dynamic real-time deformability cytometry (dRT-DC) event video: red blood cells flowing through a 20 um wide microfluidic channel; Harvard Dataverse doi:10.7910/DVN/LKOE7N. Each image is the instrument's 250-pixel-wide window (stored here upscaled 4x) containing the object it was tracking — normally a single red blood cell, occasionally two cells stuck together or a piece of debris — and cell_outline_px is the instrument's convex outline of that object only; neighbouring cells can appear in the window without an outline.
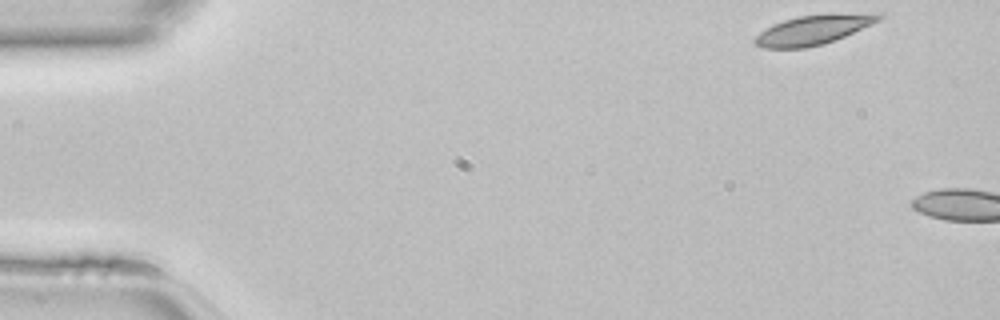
{"species": "common noctule bat (a hibernating species)", "species_latin": "Nyctalus noctula", "temperature_condition": "room temperature", "stored_images_in_passage": 4, "camera_frame_rate_fps": 3000, "um_per_image_px": 0.085, "animal": {"sex": "female", "body_mass_g": 22.7, "forearm_length_mm": 54.2}, "frame": {"image": 1, "passage_image": 1, "time_ms": 0.0, "image_size_px": [1000, 320], "cell_outline_px": [[884, 16], [880, 20], [872, 24], [844, 36], [824, 44], [804, 48], [760, 48], [752, 40], [760, 32], [772, 24], [784, 20], [800, 16], [828, 12], [884, 12]], "centroid_in_image_um": [69.21, 2.49], "position_along_channel_um": 15.8, "area_um2": 21.91}}